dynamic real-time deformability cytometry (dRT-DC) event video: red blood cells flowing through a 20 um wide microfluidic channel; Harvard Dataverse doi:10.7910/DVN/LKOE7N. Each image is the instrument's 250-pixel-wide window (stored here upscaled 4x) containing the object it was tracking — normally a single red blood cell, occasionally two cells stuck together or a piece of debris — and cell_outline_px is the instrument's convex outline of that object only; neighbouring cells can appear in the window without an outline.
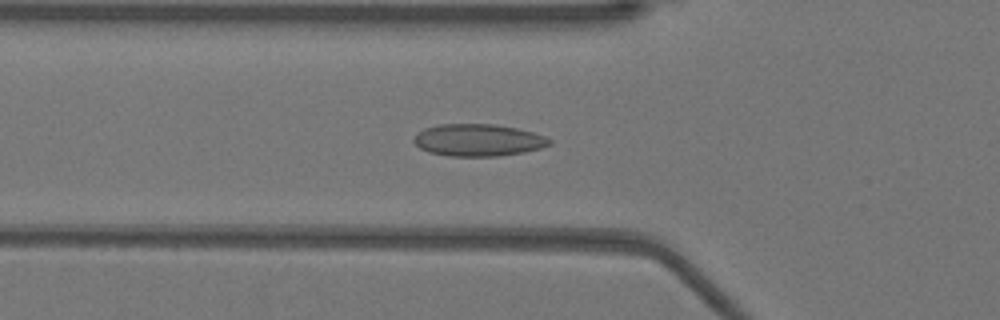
{"species": "Egyptian fruit bat (a non-hibernating species)", "species_latin": "Rousettus aegyptiacus", "temperature_condition": "warm", "stored_images_in_passage": 41, "camera_frame_rate_fps": 3000, "um_per_image_px": 0.085, "animal": {"sex": "female"}, "frame": {"image": 1, "passage_image": 12, "time_ms": 3.667, "image_size_px": [1000, 320], "cell_outline_px": [[552, 144], [540, 148], [524, 152], [500, 156], [448, 156], [428, 152], [420, 148], [412, 140], [424, 128], [436, 124], [492, 124], [516, 128], [532, 132], [544, 136], [552, 140]], "centroid_in_image_um": [40.64, 11.91], "position_along_channel_um": 85.2, "area_um2": 25.37}}
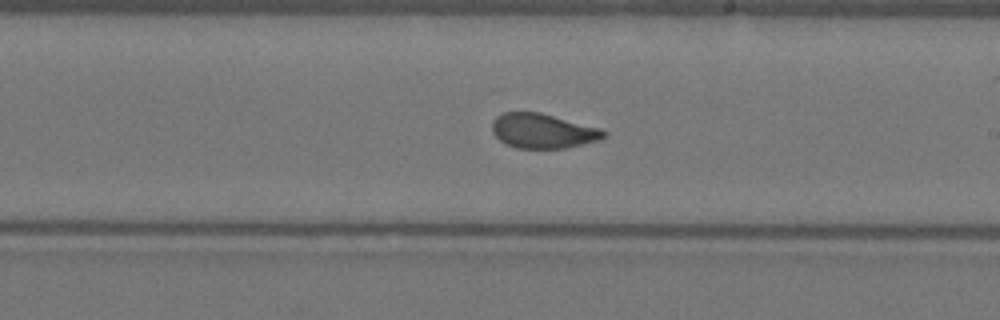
{"frame": {"image": 2, "passage_image": 24, "time_ms": 7.667, "image_size_px": [1000, 320], "cell_outline_px": [[608, 136], [600, 140], [564, 148], [516, 148], [500, 140], [492, 132], [492, 120], [496, 116], [504, 112], [540, 112], [600, 128], [608, 132]], "centroid_in_image_um": [46.16, 11.12], "position_along_channel_um": 242.8, "area_um2": 22.6}}
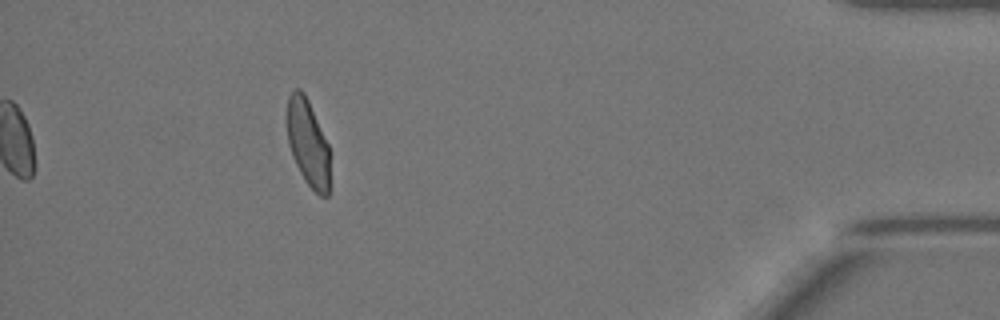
{"frame": {"image": 3, "passage_image": 41, "time_ms": 13.333, "image_size_px": [1000, 320], "cell_outline_px": [[328, 196], [320, 196], [304, 180], [292, 156], [288, 144], [288, 96], [296, 88], [300, 88], [304, 92], [308, 100], [328, 144]], "centroid_in_image_um": [26.16, 12.13], "position_along_channel_um": 409.0, "area_um2": 21.1}, "authors_computed_cell_mechanics": {"area_um2": 23.1778, "velocity_mm_per_s": 3.9367, "shape_relaxation_time_tau1_ms": 10.203, "shape_relaxation_time_tau2_ms": 0.7298, "deformation_change_tau1": 0.2315, "deformation_change_tau2": 0.0635}}